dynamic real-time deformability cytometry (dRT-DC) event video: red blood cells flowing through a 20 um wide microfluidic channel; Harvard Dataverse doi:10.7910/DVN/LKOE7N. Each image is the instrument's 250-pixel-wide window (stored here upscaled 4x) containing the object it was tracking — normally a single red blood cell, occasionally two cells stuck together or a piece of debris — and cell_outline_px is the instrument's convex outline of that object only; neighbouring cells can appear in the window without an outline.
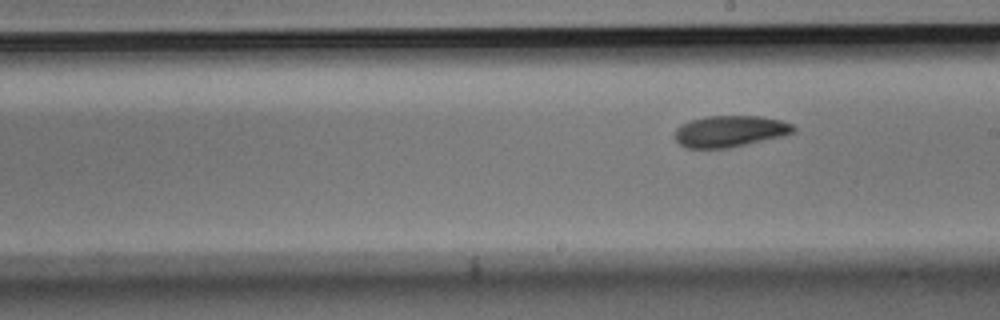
{"species": "Egyptian fruit bat (a non-hibernating species)", "species_latin": "Rousettus aegyptiacus", "temperature_condition": "room temperature", "stored_images_in_passage": 9, "segment_of_instrument_passage": [2, 2], "camera_frame_rate_fps": 3000, "um_per_image_px": 0.085, "animal": {"sex": "male"}, "frame": {"image": 1, "passage_image": 9, "time_ms": 2.667, "image_size_px": [1000, 320], "cell_outline_px": [[796, 128], [792, 132], [780, 136], [728, 148], [688, 148], [680, 144], [672, 136], [676, 128], [692, 120], [708, 116], [760, 116], [780, 120], [792, 124]], "centroid_in_image_um": [62.0, 11.15], "position_along_channel_um": 227.0, "area_um2": 21.39}}